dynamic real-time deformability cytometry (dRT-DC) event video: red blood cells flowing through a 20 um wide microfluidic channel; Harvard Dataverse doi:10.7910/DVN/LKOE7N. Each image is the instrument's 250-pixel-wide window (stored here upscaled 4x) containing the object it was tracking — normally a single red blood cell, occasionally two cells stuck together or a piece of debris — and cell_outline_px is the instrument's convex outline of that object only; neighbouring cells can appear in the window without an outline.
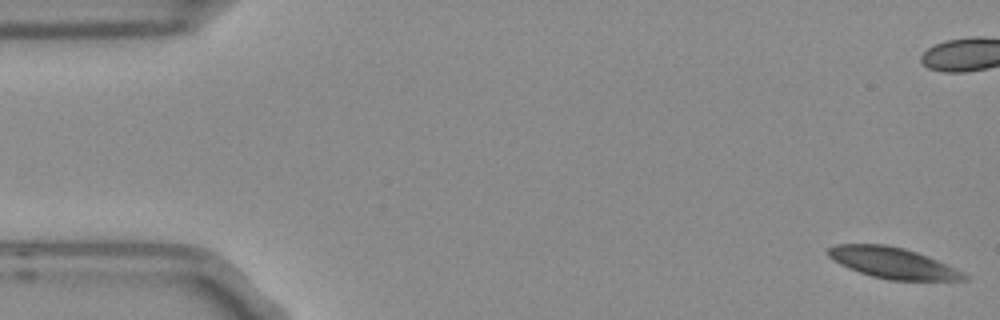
{"species": "Egyptian fruit bat (a non-hibernating species)", "species_latin": "Rousettus aegyptiacus", "temperature_condition": "room temperature", "stored_images_in_passage": 6, "camera_frame_rate_fps": 3000, "um_per_image_px": 0.085, "frame": {"image": 1, "passage_image": 1, "time_ms": 0.0, "image_size_px": [1000, 320], "cell_outline_px": [[968, 280], [888, 280], [872, 276], [860, 272], [840, 264], [832, 260], [828, 256], [828, 248], [836, 244], [884, 244], [904, 248], [916, 252], [936, 260], [964, 272], [968, 276]], "centroid_in_image_um": [75.87, 22.35], "position_along_channel_um": 9.1, "area_um2": 24.28}}